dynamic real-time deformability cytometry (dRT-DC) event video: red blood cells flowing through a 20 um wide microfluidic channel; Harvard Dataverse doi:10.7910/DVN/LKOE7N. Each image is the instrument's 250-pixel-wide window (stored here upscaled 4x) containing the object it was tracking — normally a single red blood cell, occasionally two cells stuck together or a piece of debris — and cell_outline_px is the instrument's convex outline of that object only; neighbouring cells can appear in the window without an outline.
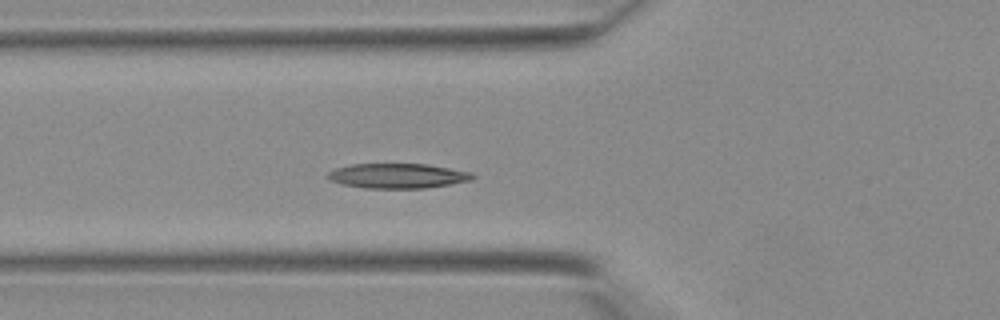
{"species": "Egyptian fruit bat (a non-hibernating species)", "species_latin": "Rousettus aegyptiacus", "temperature_condition": "warm", "stored_images_in_passage": 36, "camera_frame_rate_fps": 3000, "um_per_image_px": 0.085, "animal": {"sex": "female"}, "frame": {"image": 1, "passage_image": 10, "time_ms": 3.0, "image_size_px": [1000, 320], "cell_outline_px": [[476, 176], [472, 180], [424, 188], [364, 188], [340, 184], [328, 180], [324, 176], [328, 172], [336, 168], [352, 164], [428, 164], [472, 172]], "centroid_in_image_um": [33.76, 14.94], "position_along_channel_um": 92.0, "area_um2": 21.1}}
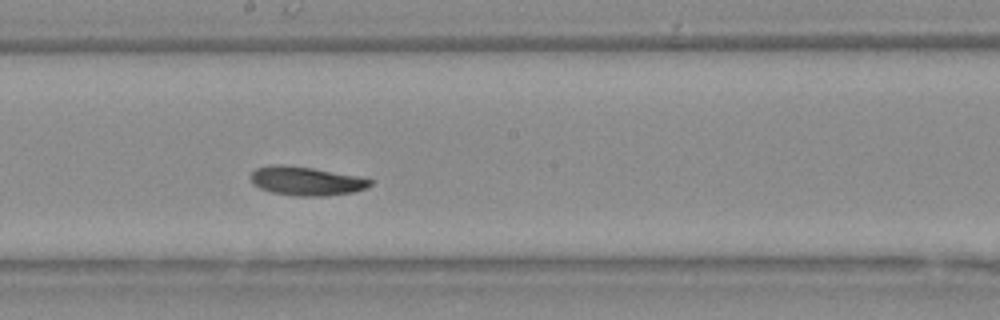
{"frame": {"image": 2, "passage_image": 18, "time_ms": 5.667, "image_size_px": [1000, 320], "cell_outline_px": [[372, 184], [364, 188], [352, 192], [328, 196], [296, 196], [272, 192], [260, 188], [252, 184], [252, 172], [256, 168], [268, 164], [284, 164], [312, 168], [360, 176], [372, 180]], "centroid_in_image_um": [26.01, 15.37], "position_along_channel_um": 222.2, "area_um2": 20.11}}
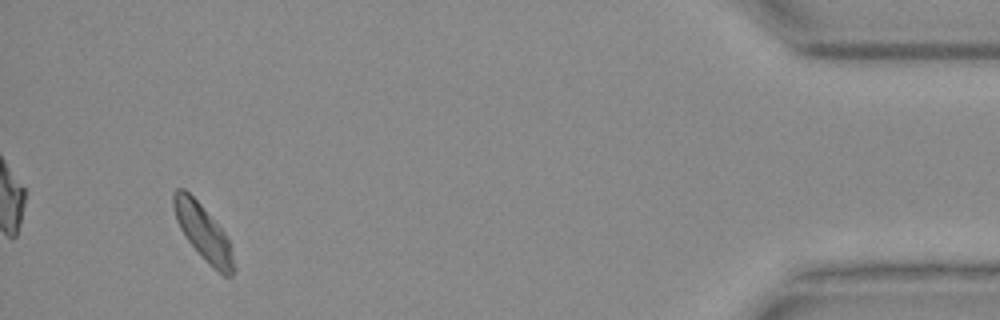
{"frame": {"image": 3, "passage_image": 34, "time_ms": 11.0, "image_size_px": [1000, 320], "cell_outline_px": [[236, 272], [232, 276], [224, 276], [208, 264], [188, 240], [180, 228], [176, 220], [172, 204], [172, 192], [176, 188], [184, 188], [200, 204], [228, 236], [232, 244], [236, 268]], "centroid_in_image_um": [17.32, 19.78], "position_along_channel_um": 417.9, "area_um2": 19.77}}